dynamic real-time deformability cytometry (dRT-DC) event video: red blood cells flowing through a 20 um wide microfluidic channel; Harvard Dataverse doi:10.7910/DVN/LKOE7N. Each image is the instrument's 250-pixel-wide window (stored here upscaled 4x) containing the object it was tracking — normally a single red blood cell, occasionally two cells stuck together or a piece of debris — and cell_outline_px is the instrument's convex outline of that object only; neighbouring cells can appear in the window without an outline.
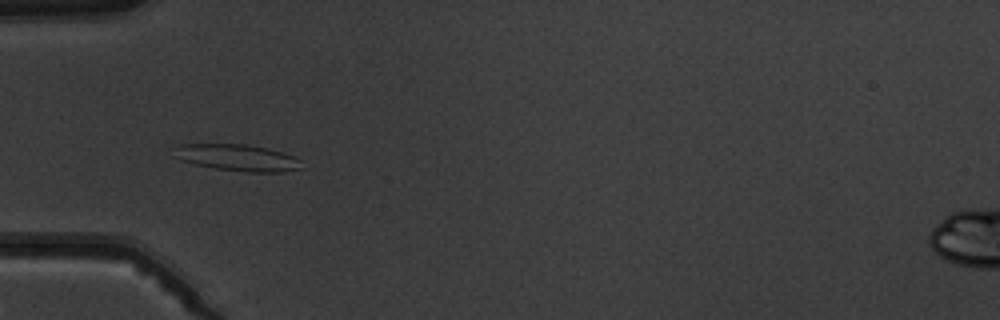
{"species": "common noctule bat (a hibernating species)", "species_latin": "Nyctalus noctula", "temperature_condition": "warm", "stored_images_in_passage": 7, "camera_frame_rate_fps": 3000, "um_per_image_px": 0.085, "animal": {"sex": "male", "body_mass_g": 19.5, "forearm_length_mm": 54.6}, "frame": {"image": 1, "passage_image": 5, "time_ms": 4.667, "image_size_px": [1000, 320], "cell_outline_px": [[304, 168], [284, 172], [248, 172], [212, 168], [180, 160], [172, 156], [180, 144], [244, 144], [268, 148], [292, 156], [300, 160]], "centroid_in_image_um": [20.2, 13.41], "position_along_channel_um": 64.8, "area_um2": 19.77}}
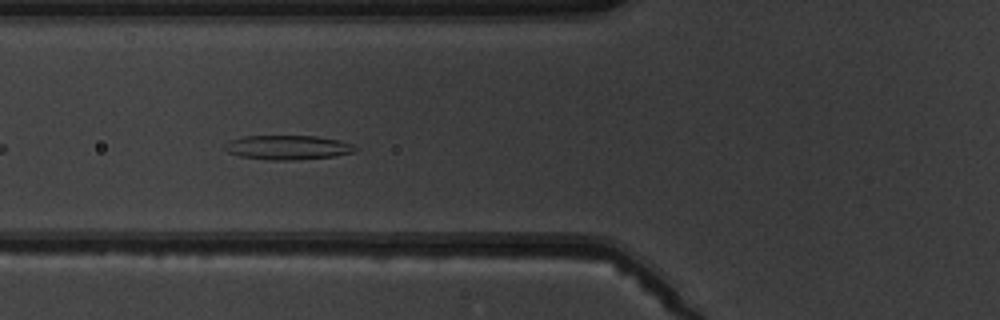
{"frame": {"image": 2, "passage_image": 6, "time_ms": 5.667, "image_size_px": [1000, 320], "cell_outline_px": [[360, 148], [356, 152], [332, 156], [292, 160], [268, 160], [240, 156], [228, 152], [224, 148], [224, 144], [228, 140], [244, 136], [316, 136], [340, 140], [356, 144]], "centroid_in_image_um": [24.5, 12.52], "position_along_channel_um": 101.3, "area_um2": 18.73}}
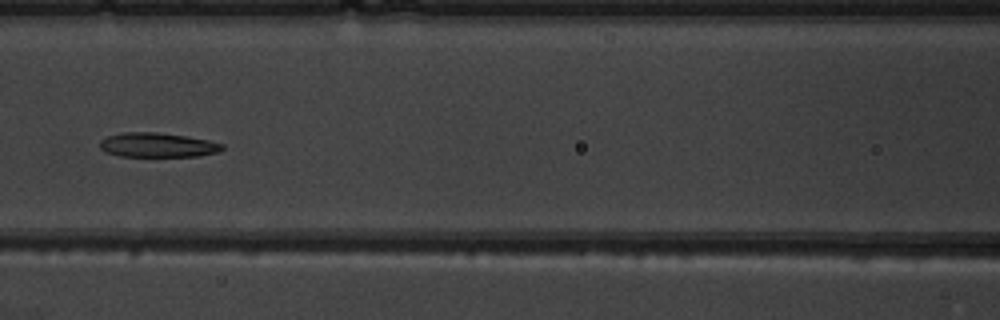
{"frame": {"image": 3, "passage_image": 7, "time_ms": 7.0, "image_size_px": [1000, 320], "cell_outline_px": [[224, 148], [220, 152], [200, 156], [120, 156], [104, 152], [100, 148], [100, 140], [108, 136], [120, 132], [156, 132], [184, 136], [208, 140], [224, 144]], "centroid_in_image_um": [13.39, 12.33], "position_along_channel_um": 153.2, "area_um2": 17.51}}